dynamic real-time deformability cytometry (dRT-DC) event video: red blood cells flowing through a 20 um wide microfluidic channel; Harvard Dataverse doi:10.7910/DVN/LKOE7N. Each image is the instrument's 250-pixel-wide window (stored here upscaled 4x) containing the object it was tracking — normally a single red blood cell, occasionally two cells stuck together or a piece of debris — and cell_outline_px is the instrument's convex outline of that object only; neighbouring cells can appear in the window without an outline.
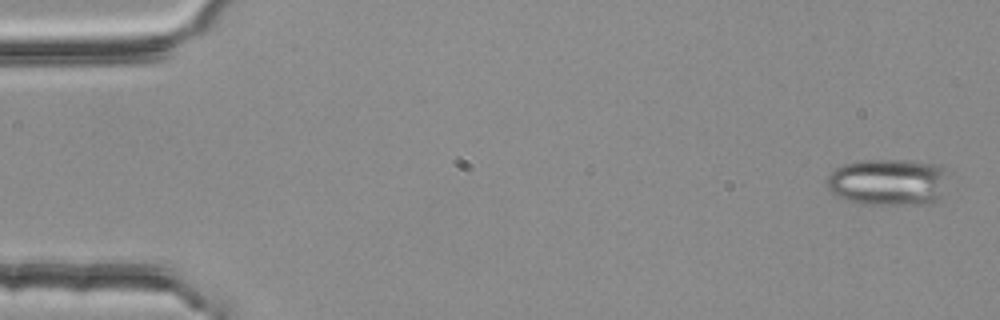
{"species": "common noctule bat (a hibernating species)", "species_latin": "Nyctalus noctula", "temperature_condition": "room temperature", "stored_images_in_passage": 5, "camera_frame_rate_fps": 3000, "um_per_image_px": 0.085, "animal": {"sex": "female", "body_mass_g": 25.1}, "frame": {"image": 1, "passage_image": 1, "time_ms": 0.0, "image_size_px": [1000, 320], "cell_outline_px": [[944, 172], [940, 204], [864, 204], [848, 200], [836, 196], [828, 188], [824, 180], [828, 172], [844, 164], [860, 160], [904, 160], [940, 164], [944, 168]], "centroid_in_image_um": [75.45, 15.48], "position_along_channel_um": 9.6, "area_um2": 33.35}}